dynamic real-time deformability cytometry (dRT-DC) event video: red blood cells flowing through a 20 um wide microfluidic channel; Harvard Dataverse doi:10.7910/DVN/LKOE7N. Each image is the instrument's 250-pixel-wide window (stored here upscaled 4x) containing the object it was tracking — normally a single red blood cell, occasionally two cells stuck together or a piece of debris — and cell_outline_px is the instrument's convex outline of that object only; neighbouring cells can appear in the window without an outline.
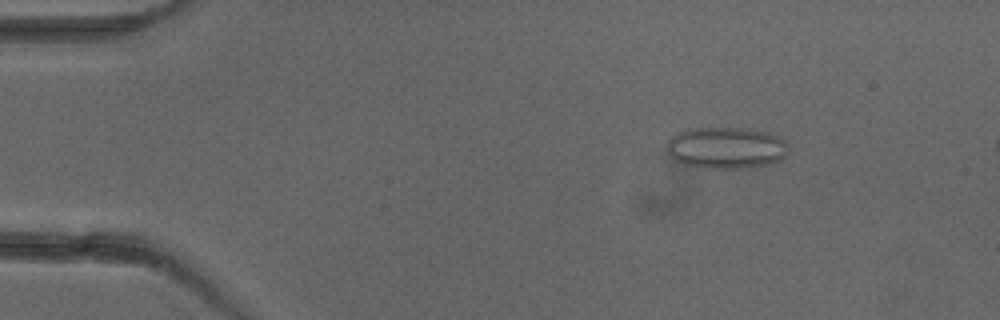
{"species": "common noctule bat (a hibernating species)", "species_latin": "Nyctalus noctula", "temperature_condition": "cold", "stored_images_in_passage": 4, "camera_frame_rate_fps": 3000, "um_per_image_px": 0.085, "animal": {"sex": "female"}, "frame": {"image": 1, "passage_image": 2, "time_ms": 1.667, "image_size_px": [1000, 320], "cell_outline_px": [[788, 144], [784, 156], [780, 160], [768, 164], [748, 168], [708, 168], [684, 164], [672, 160], [668, 156], [668, 140], [676, 132], [688, 128], [740, 128], [768, 132], [784, 140]], "centroid_in_image_um": [61.68, 12.56], "position_along_channel_um": 23.3, "area_um2": 29.54}}